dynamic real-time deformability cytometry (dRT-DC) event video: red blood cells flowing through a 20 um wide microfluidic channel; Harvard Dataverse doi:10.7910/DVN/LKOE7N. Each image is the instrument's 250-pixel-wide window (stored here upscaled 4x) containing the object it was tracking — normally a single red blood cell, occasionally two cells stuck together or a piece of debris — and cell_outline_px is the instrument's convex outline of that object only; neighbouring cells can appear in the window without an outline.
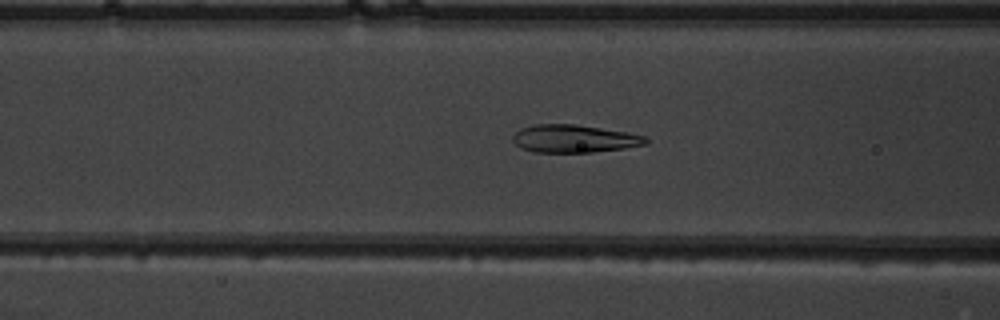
{"species": "common noctule bat (a hibernating species)", "species_latin": "Nyctalus noctula", "temperature_condition": "warm", "stored_images_in_passage": 44, "camera_frame_rate_fps": 3000, "um_per_image_px": 0.085, "animal": {"sex": "male", "body_mass_g": 19.5, "forearm_length_mm": 54.6}, "frame": {"image": 1, "passage_image": 14, "time_ms": 4.333, "image_size_px": [1000, 320], "cell_outline_px": [[648, 144], [624, 148], [592, 152], [536, 152], [520, 148], [512, 140], [512, 136], [520, 128], [536, 124], [576, 124], [628, 132], [648, 136]], "centroid_in_image_um": [48.83, 11.78], "position_along_channel_um": 117.8, "area_um2": 21.68}}
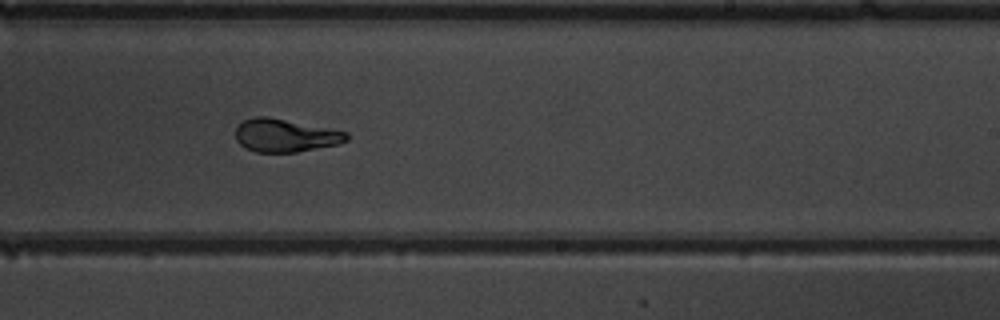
{"frame": {"image": 2, "passage_image": 25, "time_ms": 8.0, "image_size_px": [1000, 320], "cell_outline_px": [[348, 140], [340, 144], [296, 152], [256, 152], [240, 144], [236, 140], [236, 128], [244, 120], [256, 116], [268, 116], [348, 132]], "centroid_in_image_um": [24.26, 11.51], "position_along_channel_um": 264.7, "area_um2": 21.27}}
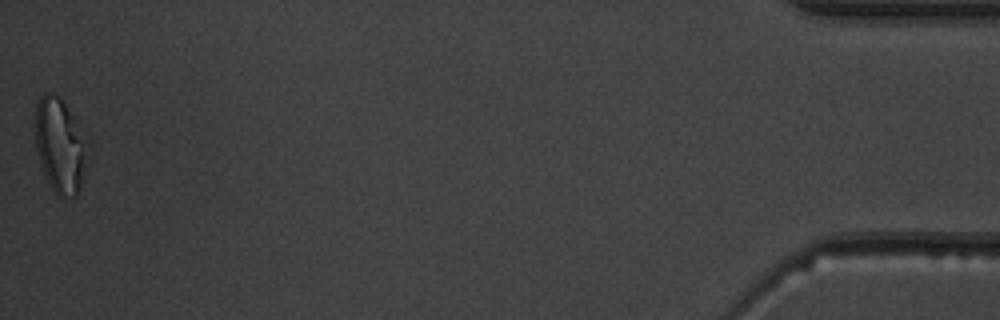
{"frame": {"image": 3, "passage_image": 44, "time_ms": 14.333, "image_size_px": [1000, 320], "cell_outline_px": [[92, 144], [80, 188], [76, 196], [72, 200], [60, 196], [52, 188], [44, 176], [36, 148], [36, 104], [40, 96], [44, 92], [52, 92], [64, 104], [92, 140]], "centroid_in_image_um": [5.18, 12.4], "position_along_channel_um": 430.0, "area_um2": 29.71}, "authors_computed_cell_mechanics": {"area_um2": 22.0218, "velocity_mm_per_s": 4.0199, "shape_relaxation_time_tau1_ms": 3.3346, "shape_relaxation_time_tau2_ms": 0.9028, "deformation_change_tau1": 0.1956, "deformation_change_tau2": 0.072}}